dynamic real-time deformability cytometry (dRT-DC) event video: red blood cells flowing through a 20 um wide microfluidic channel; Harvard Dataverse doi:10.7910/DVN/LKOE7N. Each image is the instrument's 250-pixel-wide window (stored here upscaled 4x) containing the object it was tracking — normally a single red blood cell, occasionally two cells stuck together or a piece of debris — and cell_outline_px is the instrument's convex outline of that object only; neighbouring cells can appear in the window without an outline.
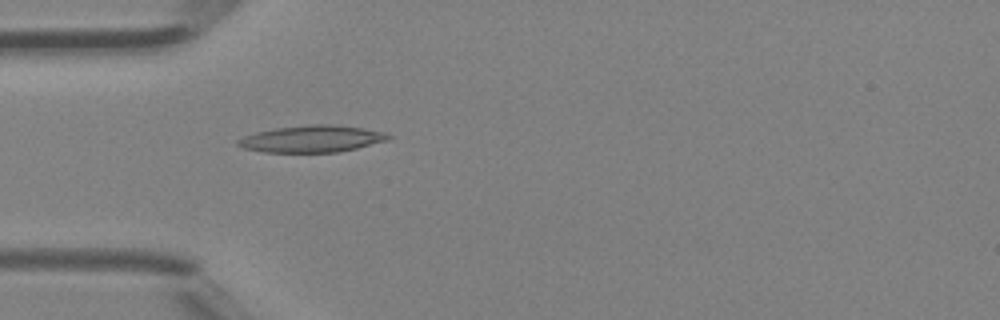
{"species": "Egyptian fruit bat (a non-hibernating species)", "species_latin": "Rousettus aegyptiacus", "temperature_condition": "room temperature", "stored_images_in_passage": 1, "camera_frame_rate_fps": 3000, "um_per_image_px": 0.085, "animal": {"sex": "female"}, "frame": {"image": 1, "passage_image": 1, "time_ms": 0.0, "image_size_px": [1000, 320], "cell_outline_px": [[392, 136], [388, 140], [356, 148], [336, 152], [264, 152], [244, 148], [236, 144], [236, 140], [244, 136], [256, 132], [276, 128], [308, 124], [332, 124], [360, 128], [384, 132]], "centroid_in_image_um": [26.48, 11.8], "position_along_channel_um": 58.5, "area_um2": 23.35}}